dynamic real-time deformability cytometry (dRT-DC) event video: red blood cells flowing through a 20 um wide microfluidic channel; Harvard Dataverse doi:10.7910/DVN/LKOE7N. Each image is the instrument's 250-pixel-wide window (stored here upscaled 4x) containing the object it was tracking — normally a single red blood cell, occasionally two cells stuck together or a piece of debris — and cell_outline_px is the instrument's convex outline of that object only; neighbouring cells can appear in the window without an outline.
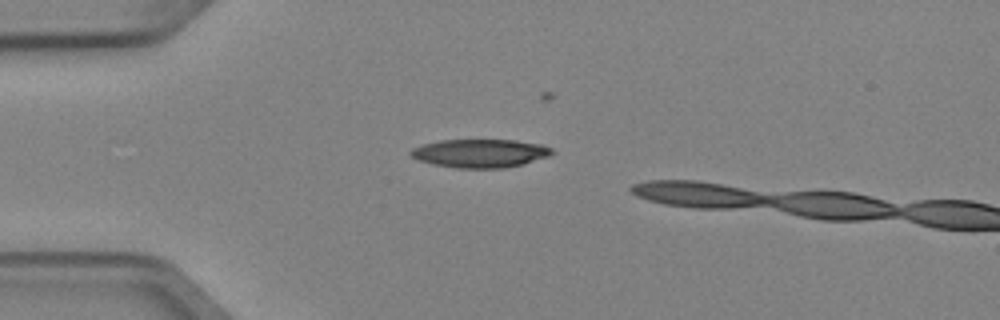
{"species": "Egyptian fruit bat (a non-hibernating species)", "species_latin": "Rousettus aegyptiacus", "temperature_condition": "cold", "stored_images_in_passage": 2, "camera_frame_rate_fps": 3000, "um_per_image_px": 0.085, "animal": {"sex": "female"}, "frame": {"image": 1, "passage_image": 1, "time_ms": 0.0, "image_size_px": [1000, 320], "cell_outline_px": [[556, 152], [548, 156], [524, 164], [504, 168], [456, 168], [432, 164], [420, 160], [412, 156], [408, 152], [412, 148], [424, 144], [440, 140], [516, 140], [544, 144], [552, 148]], "centroid_in_image_um": [40.86, 13.02], "position_along_channel_um": 44.1, "area_um2": 23.52}}